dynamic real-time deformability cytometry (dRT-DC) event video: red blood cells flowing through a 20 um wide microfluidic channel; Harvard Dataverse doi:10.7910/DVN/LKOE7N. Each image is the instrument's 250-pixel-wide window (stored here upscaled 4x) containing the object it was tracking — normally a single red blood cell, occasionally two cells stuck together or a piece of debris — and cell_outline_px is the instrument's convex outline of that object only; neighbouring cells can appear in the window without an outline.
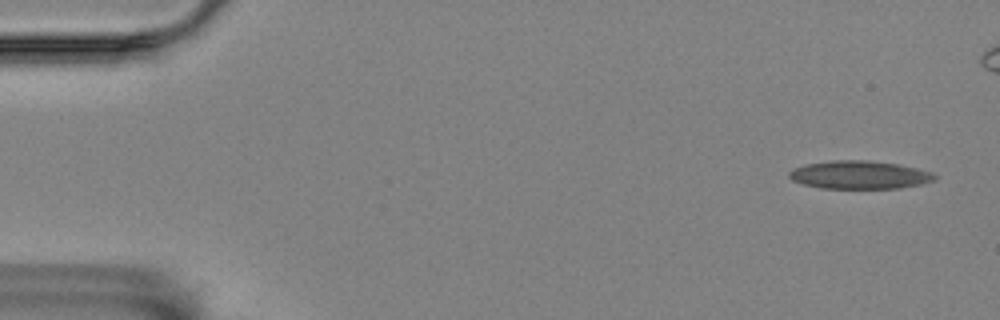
{"species": "Egyptian fruit bat (a non-hibernating species)", "species_latin": "Rousettus aegyptiacus", "temperature_condition": "room temperature", "stored_images_in_passage": 8, "camera_frame_rate_fps": 3000, "um_per_image_px": 0.085, "animal": {"sex": "female"}, "frame": {"image": 1, "passage_image": 1, "time_ms": 0.0, "image_size_px": [1000, 320], "cell_outline_px": [[936, 180], [920, 184], [900, 188], [820, 188], [804, 184], [792, 180], [788, 176], [788, 172], [792, 168], [804, 164], [832, 160], [868, 160], [896, 164], [916, 168], [932, 172], [936, 176]], "centroid_in_image_um": [73.02, 14.86], "position_along_channel_um": 12.0, "area_um2": 23.87}}
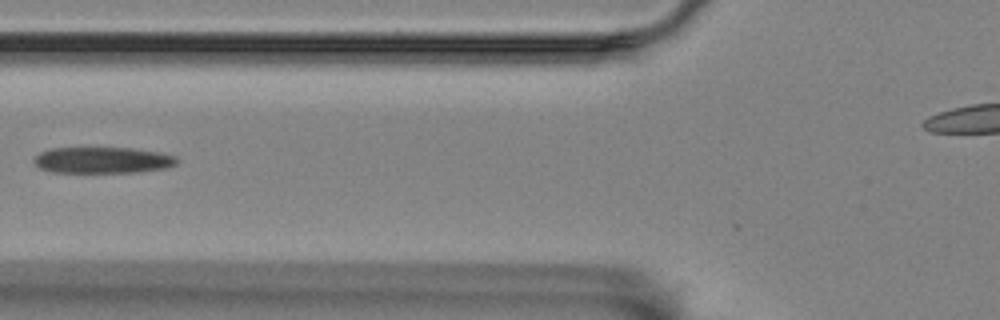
{"frame": {"image": 2, "passage_image": 6, "time_ms": 1.667, "image_size_px": [1000, 320], "cell_outline_px": [[180, 160], [176, 164], [164, 168], [136, 172], [52, 172], [40, 168], [32, 160], [40, 152], [52, 148], [132, 148], [160, 152], [176, 156]], "centroid_in_image_um": [8.74, 13.61], "position_along_channel_um": 117.1, "area_um2": 21.79}}